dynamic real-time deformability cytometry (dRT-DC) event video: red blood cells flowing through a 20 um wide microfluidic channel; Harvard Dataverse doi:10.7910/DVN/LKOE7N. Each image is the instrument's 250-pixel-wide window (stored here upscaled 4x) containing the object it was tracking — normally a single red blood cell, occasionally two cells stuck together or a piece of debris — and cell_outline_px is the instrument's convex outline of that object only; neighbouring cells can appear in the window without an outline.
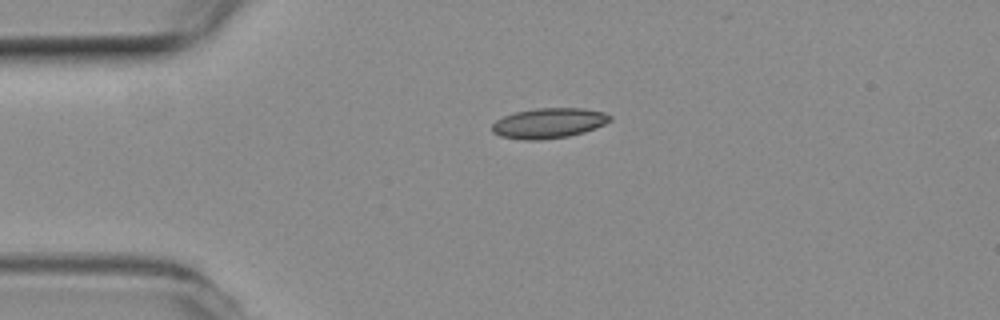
{"species": "common noctule bat (a hibernating species)", "species_latin": "Nyctalus noctula", "temperature_condition": "room temperature", "stored_images_in_passage": 2, "camera_frame_rate_fps": 3000, "um_per_image_px": 0.085, "animal": {"sex": "female", "body_mass_g": 19.3, "forearm_length_mm": 54.1}, "frame": {"image": 1, "passage_image": 1, "time_ms": 0.0, "image_size_px": [1000, 320], "cell_outline_px": [[612, 120], [596, 128], [584, 132], [568, 136], [540, 140], [524, 140], [500, 136], [492, 132], [492, 124], [496, 120], [504, 116], [516, 112], [536, 108], [584, 108], [604, 112], [612, 116]], "centroid_in_image_um": [46.66, 10.46], "position_along_channel_um": 38.3, "area_um2": 20.81}}